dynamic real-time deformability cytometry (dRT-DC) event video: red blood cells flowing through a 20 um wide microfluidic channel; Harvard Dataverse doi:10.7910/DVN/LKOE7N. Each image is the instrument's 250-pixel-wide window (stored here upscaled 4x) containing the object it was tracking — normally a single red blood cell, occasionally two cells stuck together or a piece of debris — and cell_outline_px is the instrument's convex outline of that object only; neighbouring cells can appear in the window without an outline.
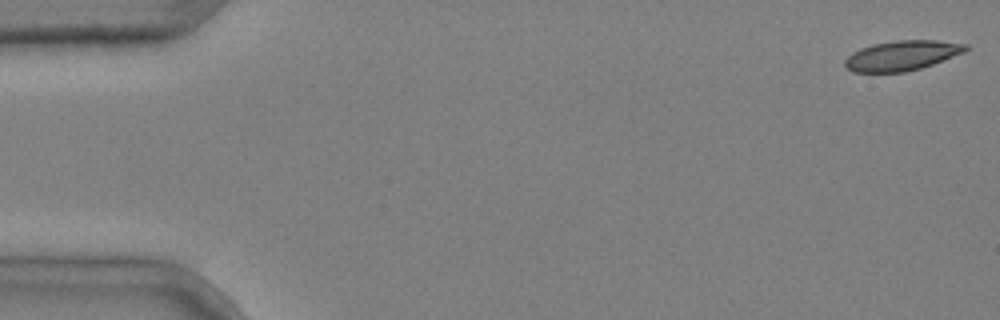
{"species": "common noctule bat (a hibernating species)", "species_latin": "Nyctalus noctula", "temperature_condition": "cold", "stored_images_in_passage": 6, "camera_frame_rate_fps": 3000, "um_per_image_px": 0.085, "animal": {"sex": "male", "body_mass_g": 20.4}, "frame": {"image": 1, "passage_image": 1, "time_ms": 0.0, "image_size_px": [1000, 320], "cell_outline_px": [[968, 48], [964, 52], [932, 64], [920, 68], [904, 72], [852, 72], [844, 64], [844, 60], [852, 52], [860, 48], [872, 44], [896, 40], [936, 40], [968, 44]], "centroid_in_image_um": [76.64, 4.71], "position_along_channel_um": 8.4, "area_um2": 20.98}}
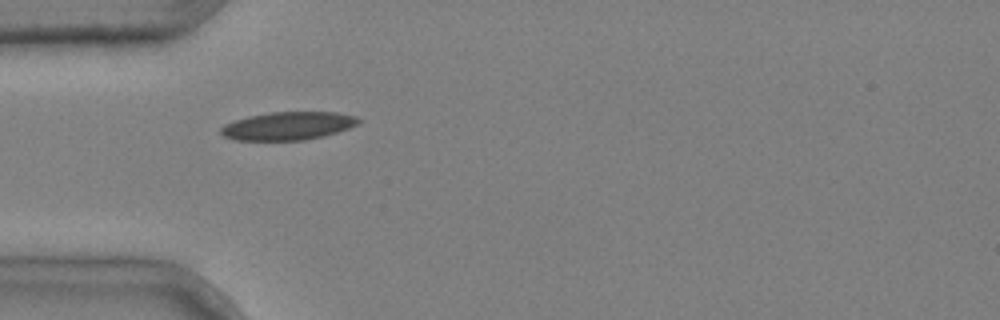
{"frame": {"image": 2, "passage_image": 5, "time_ms": 1.333, "image_size_px": [1000, 320], "cell_outline_px": [[360, 120], [356, 124], [348, 128], [324, 136], [304, 140], [232, 140], [224, 136], [220, 132], [220, 128], [224, 124], [248, 116], [268, 112], [336, 112], [356, 116]], "centroid_in_image_um": [24.44, 10.7], "position_along_channel_um": 60.6, "area_um2": 22.48}}